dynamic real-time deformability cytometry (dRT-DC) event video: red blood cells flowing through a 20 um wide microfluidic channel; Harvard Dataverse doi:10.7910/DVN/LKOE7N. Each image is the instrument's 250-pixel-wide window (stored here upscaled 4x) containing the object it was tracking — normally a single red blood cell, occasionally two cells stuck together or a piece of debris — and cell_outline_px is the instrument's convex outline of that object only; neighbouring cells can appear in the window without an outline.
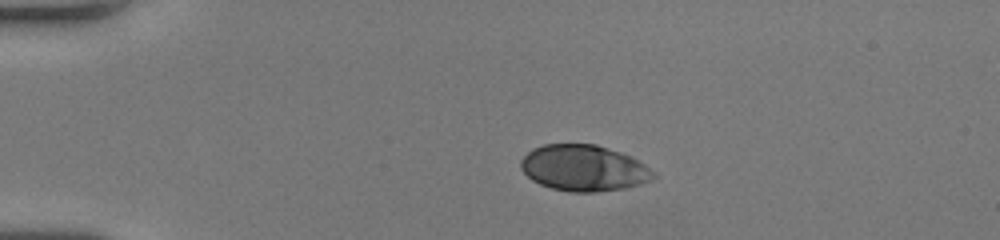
{"species": "human", "species_latin": "Homo sapiens", "temperature_condition": "room temperature", "stored_images_in_passage": 15, "camera_frame_rate_fps": 3000, "um_per_image_px": 0.085, "donor": {"sex": "female"}, "frame": {"image": 1, "passage_image": 11, "time_ms": 3.333, "image_size_px": [1000, 240], "cell_outline_px": [[656, 176], [652, 180], [640, 184], [624, 188], [596, 192], [568, 192], [552, 188], [540, 184], [532, 180], [520, 168], [520, 160], [532, 148], [544, 144], [596, 144], [632, 156], [656, 172]], "centroid_in_image_um": [49.63, 14.28], "position_along_channel_um": 35.4, "area_um2": 35.84}}